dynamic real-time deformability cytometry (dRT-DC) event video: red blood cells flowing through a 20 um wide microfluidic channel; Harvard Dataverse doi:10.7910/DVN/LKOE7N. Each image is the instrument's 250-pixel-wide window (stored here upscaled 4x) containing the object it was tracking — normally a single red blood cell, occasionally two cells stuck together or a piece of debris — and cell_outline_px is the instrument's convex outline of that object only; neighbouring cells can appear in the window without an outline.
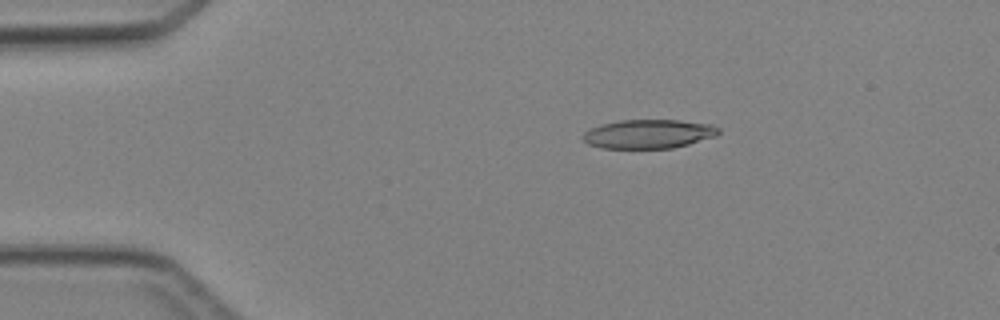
{"species": "Egyptian fruit bat (a non-hibernating species)", "species_latin": "Rousettus aegyptiacus", "temperature_condition": "cold", "stored_images_in_passage": 3, "camera_frame_rate_fps": 3000, "um_per_image_px": 0.085, "animal": {"sex": "female"}, "frame": {"image": 1, "passage_image": 2, "time_ms": 1.0, "image_size_px": [1000, 320], "cell_outline_px": [[720, 132], [716, 136], [688, 144], [672, 148], [600, 148], [588, 144], [580, 136], [584, 132], [600, 124], [620, 120], [680, 120], [712, 124], [720, 128]], "centroid_in_image_um": [55.12, 11.38], "position_along_channel_um": 29.9, "area_um2": 23.0}}